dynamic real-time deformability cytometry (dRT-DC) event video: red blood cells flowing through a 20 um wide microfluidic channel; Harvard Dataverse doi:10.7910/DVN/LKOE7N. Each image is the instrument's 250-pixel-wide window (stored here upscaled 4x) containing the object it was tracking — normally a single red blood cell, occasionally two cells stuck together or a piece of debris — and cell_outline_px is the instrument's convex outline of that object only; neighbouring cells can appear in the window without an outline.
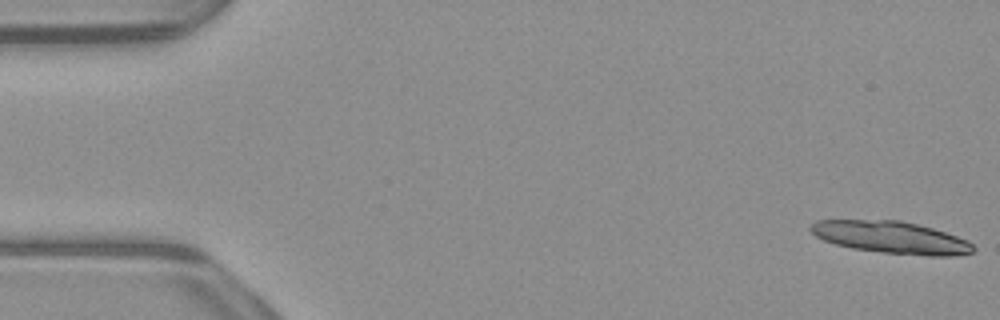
{"species": "common noctule bat (a hibernating species)", "species_latin": "Nyctalus noctula", "temperature_condition": "warm", "stored_images_in_passage": 14, "camera_frame_rate_fps": 3000, "um_per_image_px": 0.085, "animal": {"sex": "male", "body_mass_g": 23.1, "forearm_length_mm": 52.7}, "frame": {"image": 1, "passage_image": 1, "time_ms": 0.0, "image_size_px": [1000, 320], "cell_outline_px": [[976, 248], [972, 252], [956, 256], [928, 256], [884, 252], [852, 248], [836, 244], [824, 240], [816, 236], [808, 228], [816, 220], [900, 220], [932, 228], [968, 240]], "centroid_in_image_um": [75.76, 20.18], "position_along_channel_um": 9.2, "area_um2": 30.29}}